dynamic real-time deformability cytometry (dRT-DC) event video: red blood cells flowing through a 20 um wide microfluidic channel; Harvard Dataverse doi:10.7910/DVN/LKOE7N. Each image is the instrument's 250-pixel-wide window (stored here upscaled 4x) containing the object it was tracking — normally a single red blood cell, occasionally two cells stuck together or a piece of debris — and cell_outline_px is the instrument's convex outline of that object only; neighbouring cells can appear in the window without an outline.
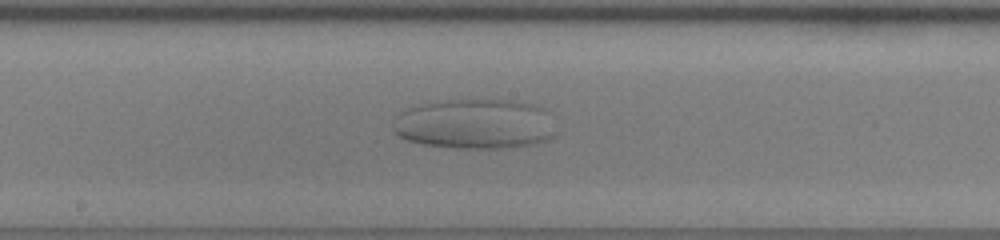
{"species": "human", "species_latin": "Homo sapiens", "temperature_condition": "room temperature", "stored_images_in_passage": 54, "camera_frame_rate_fps": 3000, "um_per_image_px": 0.085, "donor": {"sex": "female"}, "frame": {"image": 1, "passage_image": 23, "time_ms": 7.333, "image_size_px": [1000, 240], "cell_outline_px": [[552, 136], [548, 140], [532, 144], [504, 148], [456, 148], [424, 144], [408, 140], [400, 136], [392, 128], [392, 120], [400, 112], [408, 108], [420, 104], [448, 100], [512, 100], [544, 108]], "centroid_in_image_um": [40.26, 10.54], "position_along_channel_um": 207.9, "area_um2": 46.82}}